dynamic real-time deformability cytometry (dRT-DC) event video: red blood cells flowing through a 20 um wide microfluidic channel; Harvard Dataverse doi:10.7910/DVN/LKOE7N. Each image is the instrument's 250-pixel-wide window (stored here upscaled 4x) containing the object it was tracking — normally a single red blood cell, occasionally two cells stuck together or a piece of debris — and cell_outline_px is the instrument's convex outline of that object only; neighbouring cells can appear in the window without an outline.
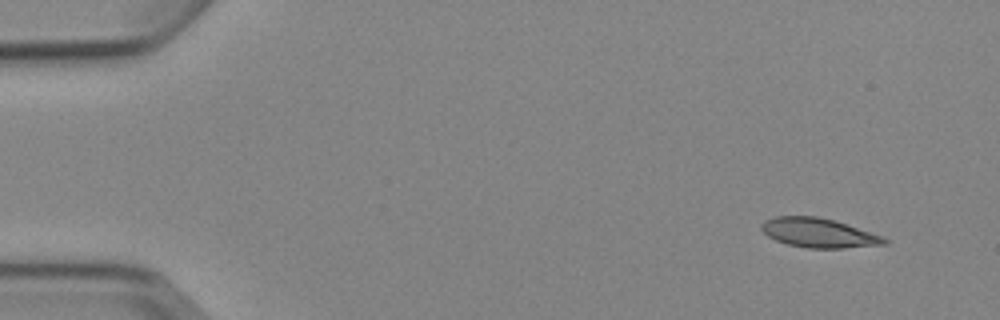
{"species": "Egyptian fruit bat (a non-hibernating species)", "species_latin": "Rousettus aegyptiacus", "temperature_condition": "cold", "stored_images_in_passage": 4, "camera_frame_rate_fps": 3000, "um_per_image_px": 0.085, "animal": {"sex": "female"}, "frame": {"image": 1, "passage_image": 1, "time_ms": 0.0, "image_size_px": [1000, 320], "cell_outline_px": [[888, 244], [844, 248], [808, 248], [788, 244], [776, 240], [768, 236], [760, 228], [760, 224], [764, 220], [776, 216], [816, 216], [836, 220], [848, 224], [880, 236], [888, 240]], "centroid_in_image_um": [69.56, 19.78], "position_along_channel_um": 15.4, "area_um2": 20.98}}
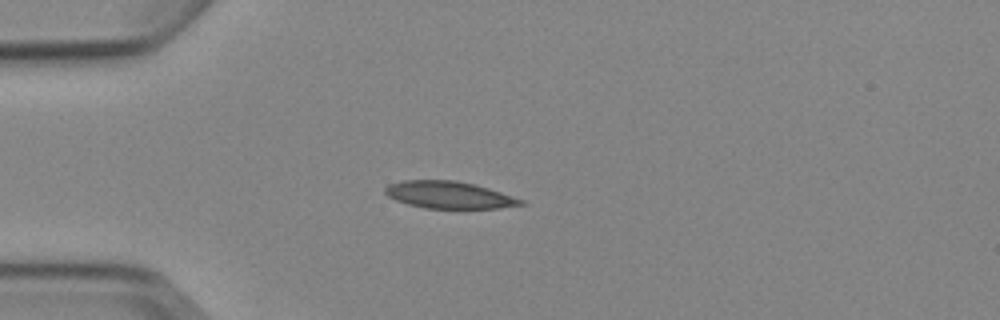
{"frame": {"image": 2, "passage_image": 4, "time_ms": 3.333, "image_size_px": [1000, 320], "cell_outline_px": [[528, 204], [500, 208], [424, 208], [408, 204], [396, 200], [388, 196], [384, 192], [384, 188], [388, 184], [404, 180], [456, 180], [476, 184], [524, 200]], "centroid_in_image_um": [38.17, 16.56], "position_along_channel_um": 46.8, "area_um2": 21.5}}